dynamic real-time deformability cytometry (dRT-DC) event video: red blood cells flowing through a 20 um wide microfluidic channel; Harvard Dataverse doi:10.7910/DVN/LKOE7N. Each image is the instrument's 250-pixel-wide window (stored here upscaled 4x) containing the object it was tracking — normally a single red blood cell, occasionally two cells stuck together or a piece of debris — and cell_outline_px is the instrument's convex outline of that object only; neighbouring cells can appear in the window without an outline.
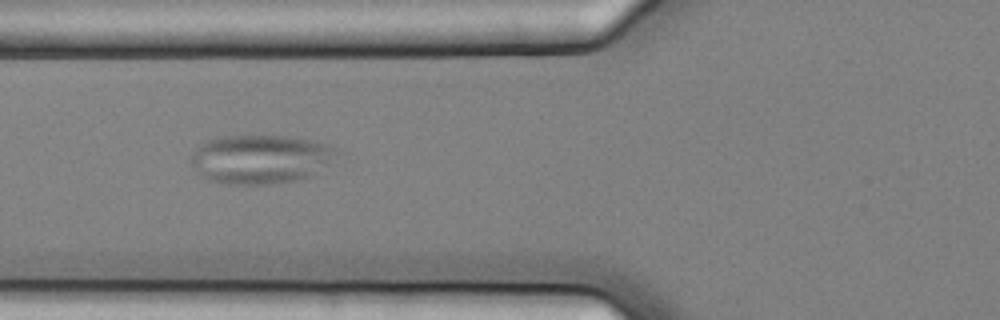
{"species": "common noctule bat (a hibernating species)", "species_latin": "Nyctalus noctula", "temperature_condition": "cold", "stored_images_in_passage": 3, "camera_frame_rate_fps": 3000, "um_per_image_px": 0.085, "animal": {"sex": "female", "body_mass_g": 25.1}, "frame": {"image": 1, "passage_image": 2, "time_ms": 0.333, "image_size_px": [1000, 320], "cell_outline_px": [[340, 156], [332, 164], [300, 180], [276, 184], [228, 184], [208, 180], [200, 176], [192, 164], [192, 152], [200, 144], [208, 140], [220, 136], [296, 136], [328, 144], [340, 148]], "centroid_in_image_um": [22.23, 13.52], "position_along_channel_um": 103.6, "area_um2": 42.37}}